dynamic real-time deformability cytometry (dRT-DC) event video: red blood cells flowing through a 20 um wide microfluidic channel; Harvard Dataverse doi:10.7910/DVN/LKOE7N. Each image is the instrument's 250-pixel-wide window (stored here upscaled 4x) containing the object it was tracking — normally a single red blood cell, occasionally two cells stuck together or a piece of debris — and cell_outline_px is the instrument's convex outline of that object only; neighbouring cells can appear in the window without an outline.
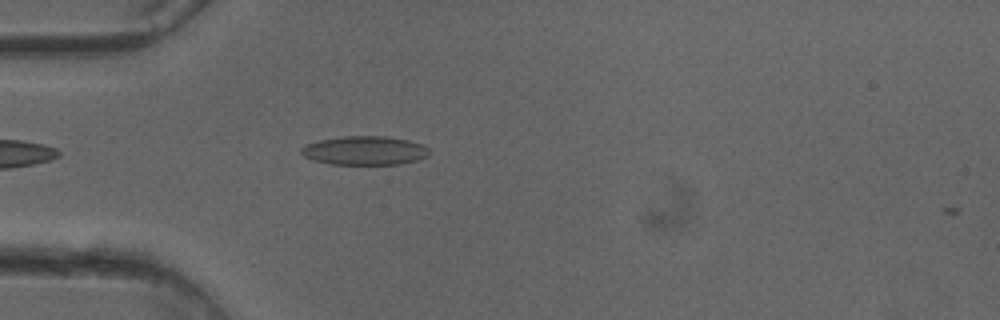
{"species": "common noctule bat (a hibernating species)", "species_latin": "Nyctalus noctula", "temperature_condition": "cold", "stored_images_in_passage": 2, "camera_frame_rate_fps": 3000, "um_per_image_px": 0.085, "animal": {"sex": "female"}, "frame": {"image": 1, "passage_image": 1, "time_ms": 0.0, "image_size_px": [1000, 320], "cell_outline_px": [[428, 156], [416, 160], [400, 164], [332, 164], [312, 160], [304, 156], [300, 152], [300, 148], [308, 144], [320, 140], [344, 136], [388, 136], [408, 140], [424, 144], [428, 148]], "centroid_in_image_um": [31.01, 12.79], "position_along_channel_um": 54.0, "area_um2": 21.5}}